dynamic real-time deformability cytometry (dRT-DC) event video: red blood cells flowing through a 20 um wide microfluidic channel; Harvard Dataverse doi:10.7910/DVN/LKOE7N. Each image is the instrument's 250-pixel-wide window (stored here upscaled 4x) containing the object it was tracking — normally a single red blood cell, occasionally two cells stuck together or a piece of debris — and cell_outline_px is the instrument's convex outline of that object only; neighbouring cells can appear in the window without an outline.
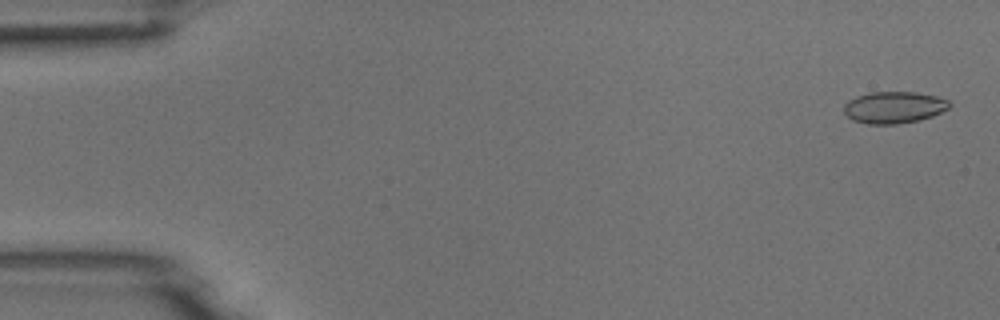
{"species": "common noctule bat (a hibernating species)", "species_latin": "Nyctalus noctula", "temperature_condition": "room temperature", "stored_images_in_passage": 53, "camera_frame_rate_fps": 3000, "um_per_image_px": 0.085, "animal": {"sex": "male", "body_mass_g": 18.8}, "frame": {"image": 1, "passage_image": 2, "time_ms": 0.333, "image_size_px": [1000, 320], "cell_outline_px": [[952, 104], [948, 108], [932, 116], [920, 120], [896, 124], [868, 124], [852, 120], [844, 112], [844, 104], [848, 100], [856, 96], [868, 92], [916, 92], [936, 96], [948, 100]], "centroid_in_image_um": [75.97, 9.12], "position_along_channel_um": 9.0, "area_um2": 19.59}}
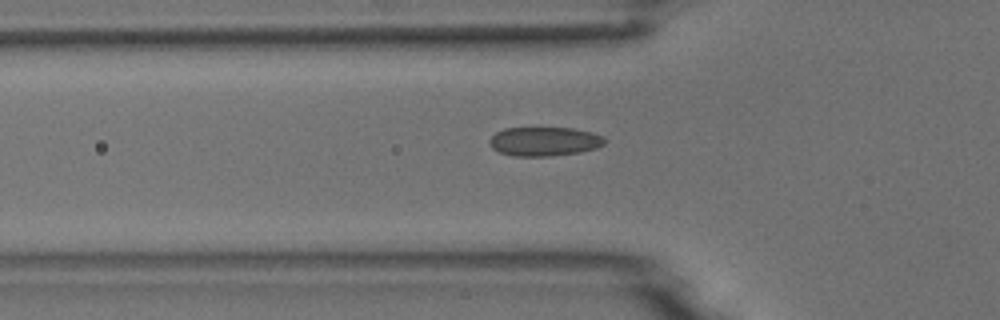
{"frame": {"image": 2, "passage_image": 18, "time_ms": 5.667, "image_size_px": [1000, 320], "cell_outline_px": [[608, 140], [604, 144], [596, 148], [580, 152], [552, 156], [516, 156], [500, 152], [492, 148], [488, 140], [496, 132], [504, 128], [572, 128], [592, 132], [604, 136]], "centroid_in_image_um": [46.3, 12.02], "position_along_channel_um": 79.5, "area_um2": 19.59}}
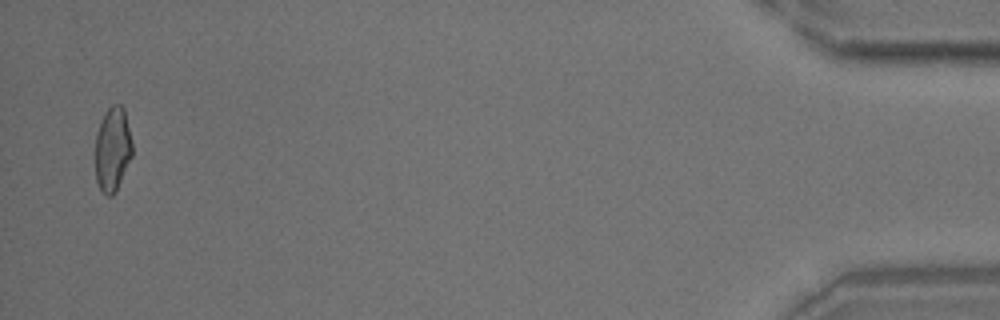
{"frame": {"image": 3, "passage_image": 52, "time_ms": 17.0, "image_size_px": [1000, 320], "cell_outline_px": [[132, 156], [116, 192], [112, 196], [108, 196], [100, 188], [96, 180], [96, 132], [100, 120], [104, 112], [112, 104], [120, 104], [124, 108], [132, 140]], "centroid_in_image_um": [9.58, 12.65], "position_along_channel_um": 425.6, "area_um2": 18.32}}